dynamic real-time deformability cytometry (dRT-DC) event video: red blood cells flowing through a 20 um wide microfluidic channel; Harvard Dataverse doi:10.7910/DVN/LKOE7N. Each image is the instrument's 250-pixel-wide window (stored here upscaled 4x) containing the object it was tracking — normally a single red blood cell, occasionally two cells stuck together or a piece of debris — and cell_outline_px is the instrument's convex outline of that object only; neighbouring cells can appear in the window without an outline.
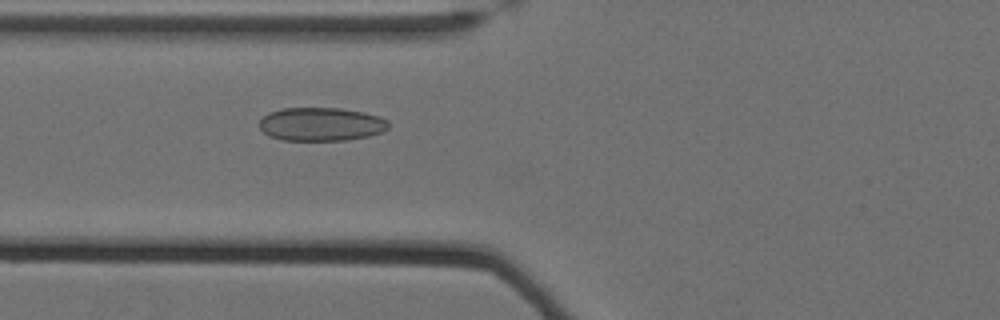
{"species": "Egyptian fruit bat (a non-hibernating species)", "species_latin": "Rousettus aegyptiacus", "temperature_condition": "cold", "stored_images_in_passage": 33, "camera_frame_rate_fps": 3000, "um_per_image_px": 0.085, "animal": {"sex": "female"}, "frame": {"image": 1, "passage_image": 6, "time_ms": 1.667, "image_size_px": [1000, 320], "cell_outline_px": [[388, 128], [380, 132], [368, 136], [344, 140], [280, 140], [268, 136], [260, 128], [260, 120], [268, 112], [284, 108], [340, 108], [364, 112], [388, 120]], "centroid_in_image_um": [27.26, 10.55], "position_along_channel_um": 98.5, "area_um2": 25.09}}
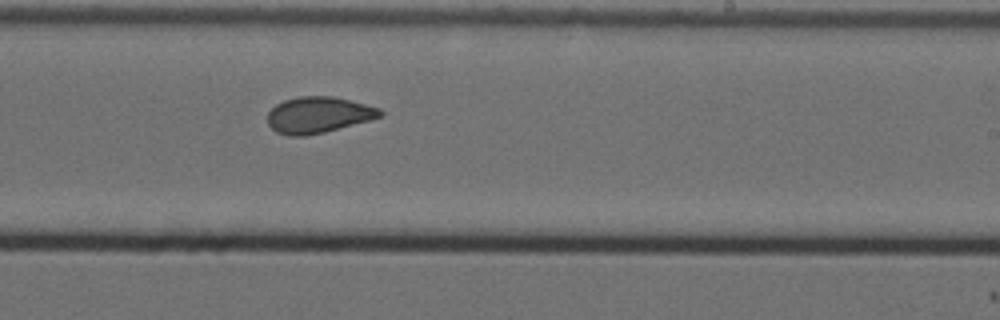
{"frame": {"image": 2, "passage_image": 20, "time_ms": 6.333, "image_size_px": [1000, 320], "cell_outline_px": [[384, 112], [380, 116], [368, 120], [324, 132], [304, 136], [288, 136], [276, 132], [268, 124], [268, 112], [276, 104], [284, 100], [300, 96], [332, 96], [380, 108]], "centroid_in_image_um": [27.01, 9.77], "position_along_channel_um": 262.0, "area_um2": 23.47}}
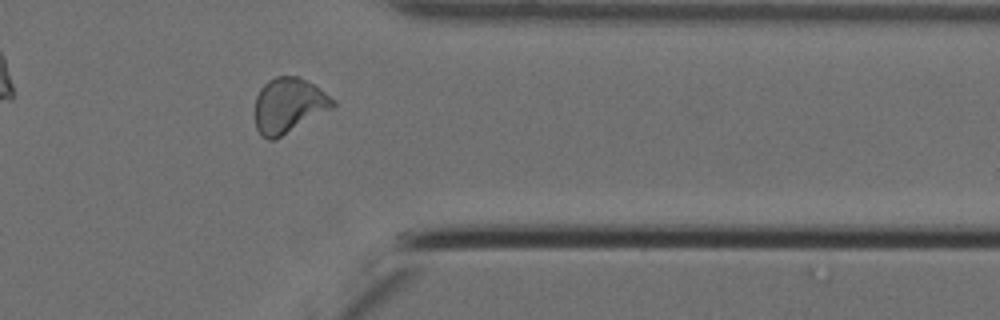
{"frame": {"image": 3, "passage_image": 31, "time_ms": 10.0, "image_size_px": [1000, 320], "cell_outline_px": [[336, 104], [332, 108], [276, 140], [268, 140], [260, 136], [256, 128], [256, 96], [260, 88], [268, 80], [276, 76], [296, 76], [320, 88], [336, 100]], "centroid_in_image_um": [24.53, 8.98], "position_along_channel_um": 386.9, "area_um2": 25.03}, "authors_computed_cell_mechanics": {"area_um2": 23.5824, "velocity_mm_per_s": 3.4879, "shape_relaxation_time_tau1_ms": 9.7296, "shape_relaxation_time_tau2_ms": 2.0438, "deformation_change_tau1": 0.1601, "deformation_change_tau2": 0.0818}}